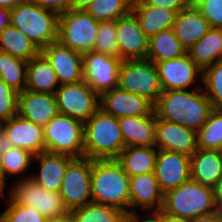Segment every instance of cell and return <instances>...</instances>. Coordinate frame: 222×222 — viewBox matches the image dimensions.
<instances>
[{
  "label": "cell",
  "instance_id": "cell-25",
  "mask_svg": "<svg viewBox=\"0 0 222 222\" xmlns=\"http://www.w3.org/2000/svg\"><path fill=\"white\" fill-rule=\"evenodd\" d=\"M125 147L155 146L156 114L118 118Z\"/></svg>",
  "mask_w": 222,
  "mask_h": 222
},
{
  "label": "cell",
  "instance_id": "cell-47",
  "mask_svg": "<svg viewBox=\"0 0 222 222\" xmlns=\"http://www.w3.org/2000/svg\"><path fill=\"white\" fill-rule=\"evenodd\" d=\"M212 189H213L215 203H221L222 202V176L216 181Z\"/></svg>",
  "mask_w": 222,
  "mask_h": 222
},
{
  "label": "cell",
  "instance_id": "cell-10",
  "mask_svg": "<svg viewBox=\"0 0 222 222\" xmlns=\"http://www.w3.org/2000/svg\"><path fill=\"white\" fill-rule=\"evenodd\" d=\"M91 170L92 159L87 157L74 158L68 164L59 194L69 212L93 202Z\"/></svg>",
  "mask_w": 222,
  "mask_h": 222
},
{
  "label": "cell",
  "instance_id": "cell-36",
  "mask_svg": "<svg viewBox=\"0 0 222 222\" xmlns=\"http://www.w3.org/2000/svg\"><path fill=\"white\" fill-rule=\"evenodd\" d=\"M133 0H95L86 9L97 21L117 20L132 10Z\"/></svg>",
  "mask_w": 222,
  "mask_h": 222
},
{
  "label": "cell",
  "instance_id": "cell-3",
  "mask_svg": "<svg viewBox=\"0 0 222 222\" xmlns=\"http://www.w3.org/2000/svg\"><path fill=\"white\" fill-rule=\"evenodd\" d=\"M84 157L116 159L125 148L118 118L99 108L84 122Z\"/></svg>",
  "mask_w": 222,
  "mask_h": 222
},
{
  "label": "cell",
  "instance_id": "cell-49",
  "mask_svg": "<svg viewBox=\"0 0 222 222\" xmlns=\"http://www.w3.org/2000/svg\"><path fill=\"white\" fill-rule=\"evenodd\" d=\"M5 147H6V145L4 143L2 135L0 133V192H3L2 157H3V152H4Z\"/></svg>",
  "mask_w": 222,
  "mask_h": 222
},
{
  "label": "cell",
  "instance_id": "cell-22",
  "mask_svg": "<svg viewBox=\"0 0 222 222\" xmlns=\"http://www.w3.org/2000/svg\"><path fill=\"white\" fill-rule=\"evenodd\" d=\"M74 157L67 154L41 152L33 157L39 162V173L31 178L44 189L59 193L68 164Z\"/></svg>",
  "mask_w": 222,
  "mask_h": 222
},
{
  "label": "cell",
  "instance_id": "cell-7",
  "mask_svg": "<svg viewBox=\"0 0 222 222\" xmlns=\"http://www.w3.org/2000/svg\"><path fill=\"white\" fill-rule=\"evenodd\" d=\"M118 88L145 97L154 105L163 92L157 66L148 59L121 61Z\"/></svg>",
  "mask_w": 222,
  "mask_h": 222
},
{
  "label": "cell",
  "instance_id": "cell-4",
  "mask_svg": "<svg viewBox=\"0 0 222 222\" xmlns=\"http://www.w3.org/2000/svg\"><path fill=\"white\" fill-rule=\"evenodd\" d=\"M216 211L212 187L189 179L163 195L161 213L177 218L194 220Z\"/></svg>",
  "mask_w": 222,
  "mask_h": 222
},
{
  "label": "cell",
  "instance_id": "cell-15",
  "mask_svg": "<svg viewBox=\"0 0 222 222\" xmlns=\"http://www.w3.org/2000/svg\"><path fill=\"white\" fill-rule=\"evenodd\" d=\"M41 53L53 67L60 85L84 80L83 54L62 45L58 40L43 48Z\"/></svg>",
  "mask_w": 222,
  "mask_h": 222
},
{
  "label": "cell",
  "instance_id": "cell-40",
  "mask_svg": "<svg viewBox=\"0 0 222 222\" xmlns=\"http://www.w3.org/2000/svg\"><path fill=\"white\" fill-rule=\"evenodd\" d=\"M18 94L0 79V124L18 114Z\"/></svg>",
  "mask_w": 222,
  "mask_h": 222
},
{
  "label": "cell",
  "instance_id": "cell-28",
  "mask_svg": "<svg viewBox=\"0 0 222 222\" xmlns=\"http://www.w3.org/2000/svg\"><path fill=\"white\" fill-rule=\"evenodd\" d=\"M158 149L155 146L125 147L116 160L129 177L154 173Z\"/></svg>",
  "mask_w": 222,
  "mask_h": 222
},
{
  "label": "cell",
  "instance_id": "cell-34",
  "mask_svg": "<svg viewBox=\"0 0 222 222\" xmlns=\"http://www.w3.org/2000/svg\"><path fill=\"white\" fill-rule=\"evenodd\" d=\"M27 61L0 51V79L18 93L26 88Z\"/></svg>",
  "mask_w": 222,
  "mask_h": 222
},
{
  "label": "cell",
  "instance_id": "cell-17",
  "mask_svg": "<svg viewBox=\"0 0 222 222\" xmlns=\"http://www.w3.org/2000/svg\"><path fill=\"white\" fill-rule=\"evenodd\" d=\"M163 91L187 90L202 81V70L194 63L189 54L182 57L156 63Z\"/></svg>",
  "mask_w": 222,
  "mask_h": 222
},
{
  "label": "cell",
  "instance_id": "cell-51",
  "mask_svg": "<svg viewBox=\"0 0 222 222\" xmlns=\"http://www.w3.org/2000/svg\"><path fill=\"white\" fill-rule=\"evenodd\" d=\"M163 222H192V220L163 214Z\"/></svg>",
  "mask_w": 222,
  "mask_h": 222
},
{
  "label": "cell",
  "instance_id": "cell-52",
  "mask_svg": "<svg viewBox=\"0 0 222 222\" xmlns=\"http://www.w3.org/2000/svg\"><path fill=\"white\" fill-rule=\"evenodd\" d=\"M46 222H73V219H72L70 213H67L66 215H64L62 217L47 219Z\"/></svg>",
  "mask_w": 222,
  "mask_h": 222
},
{
  "label": "cell",
  "instance_id": "cell-44",
  "mask_svg": "<svg viewBox=\"0 0 222 222\" xmlns=\"http://www.w3.org/2000/svg\"><path fill=\"white\" fill-rule=\"evenodd\" d=\"M138 214L139 213H134L129 215L128 222H163V214L161 212H152V214L147 215L145 219H141V216Z\"/></svg>",
  "mask_w": 222,
  "mask_h": 222
},
{
  "label": "cell",
  "instance_id": "cell-11",
  "mask_svg": "<svg viewBox=\"0 0 222 222\" xmlns=\"http://www.w3.org/2000/svg\"><path fill=\"white\" fill-rule=\"evenodd\" d=\"M55 97L60 114L83 122L100 108V96L84 80L60 85Z\"/></svg>",
  "mask_w": 222,
  "mask_h": 222
},
{
  "label": "cell",
  "instance_id": "cell-53",
  "mask_svg": "<svg viewBox=\"0 0 222 222\" xmlns=\"http://www.w3.org/2000/svg\"><path fill=\"white\" fill-rule=\"evenodd\" d=\"M216 204V214L217 216L222 220V202L221 203H215Z\"/></svg>",
  "mask_w": 222,
  "mask_h": 222
},
{
  "label": "cell",
  "instance_id": "cell-24",
  "mask_svg": "<svg viewBox=\"0 0 222 222\" xmlns=\"http://www.w3.org/2000/svg\"><path fill=\"white\" fill-rule=\"evenodd\" d=\"M222 176V151L198 148L190 157V179L213 187Z\"/></svg>",
  "mask_w": 222,
  "mask_h": 222
},
{
  "label": "cell",
  "instance_id": "cell-32",
  "mask_svg": "<svg viewBox=\"0 0 222 222\" xmlns=\"http://www.w3.org/2000/svg\"><path fill=\"white\" fill-rule=\"evenodd\" d=\"M73 222H128V214L121 209L90 202L69 212Z\"/></svg>",
  "mask_w": 222,
  "mask_h": 222
},
{
  "label": "cell",
  "instance_id": "cell-33",
  "mask_svg": "<svg viewBox=\"0 0 222 222\" xmlns=\"http://www.w3.org/2000/svg\"><path fill=\"white\" fill-rule=\"evenodd\" d=\"M33 157L34 155L25 149L6 145L2 157L3 192H0V197L5 198L6 177L26 173L31 168Z\"/></svg>",
  "mask_w": 222,
  "mask_h": 222
},
{
  "label": "cell",
  "instance_id": "cell-41",
  "mask_svg": "<svg viewBox=\"0 0 222 222\" xmlns=\"http://www.w3.org/2000/svg\"><path fill=\"white\" fill-rule=\"evenodd\" d=\"M211 28L222 29V0H192Z\"/></svg>",
  "mask_w": 222,
  "mask_h": 222
},
{
  "label": "cell",
  "instance_id": "cell-27",
  "mask_svg": "<svg viewBox=\"0 0 222 222\" xmlns=\"http://www.w3.org/2000/svg\"><path fill=\"white\" fill-rule=\"evenodd\" d=\"M144 34L150 38L163 30L173 28L176 12L164 7L151 5H132Z\"/></svg>",
  "mask_w": 222,
  "mask_h": 222
},
{
  "label": "cell",
  "instance_id": "cell-50",
  "mask_svg": "<svg viewBox=\"0 0 222 222\" xmlns=\"http://www.w3.org/2000/svg\"><path fill=\"white\" fill-rule=\"evenodd\" d=\"M27 0H0V8L13 9L20 3H23Z\"/></svg>",
  "mask_w": 222,
  "mask_h": 222
},
{
  "label": "cell",
  "instance_id": "cell-2",
  "mask_svg": "<svg viewBox=\"0 0 222 222\" xmlns=\"http://www.w3.org/2000/svg\"><path fill=\"white\" fill-rule=\"evenodd\" d=\"M129 178L116 159L92 160L93 202L121 209L130 215Z\"/></svg>",
  "mask_w": 222,
  "mask_h": 222
},
{
  "label": "cell",
  "instance_id": "cell-6",
  "mask_svg": "<svg viewBox=\"0 0 222 222\" xmlns=\"http://www.w3.org/2000/svg\"><path fill=\"white\" fill-rule=\"evenodd\" d=\"M84 122L58 113L43 127L45 151L84 157Z\"/></svg>",
  "mask_w": 222,
  "mask_h": 222
},
{
  "label": "cell",
  "instance_id": "cell-48",
  "mask_svg": "<svg viewBox=\"0 0 222 222\" xmlns=\"http://www.w3.org/2000/svg\"><path fill=\"white\" fill-rule=\"evenodd\" d=\"M192 222H222V220L217 216L216 212L208 214V215H203L200 216Z\"/></svg>",
  "mask_w": 222,
  "mask_h": 222
},
{
  "label": "cell",
  "instance_id": "cell-19",
  "mask_svg": "<svg viewBox=\"0 0 222 222\" xmlns=\"http://www.w3.org/2000/svg\"><path fill=\"white\" fill-rule=\"evenodd\" d=\"M155 147L159 150L175 151L191 157L198 149L197 132L156 116Z\"/></svg>",
  "mask_w": 222,
  "mask_h": 222
},
{
  "label": "cell",
  "instance_id": "cell-8",
  "mask_svg": "<svg viewBox=\"0 0 222 222\" xmlns=\"http://www.w3.org/2000/svg\"><path fill=\"white\" fill-rule=\"evenodd\" d=\"M100 22L86 11L69 9L59 15L58 41L81 54L94 50Z\"/></svg>",
  "mask_w": 222,
  "mask_h": 222
},
{
  "label": "cell",
  "instance_id": "cell-30",
  "mask_svg": "<svg viewBox=\"0 0 222 222\" xmlns=\"http://www.w3.org/2000/svg\"><path fill=\"white\" fill-rule=\"evenodd\" d=\"M187 54V49L177 39L173 28L163 30L149 38L147 59L155 64L176 59Z\"/></svg>",
  "mask_w": 222,
  "mask_h": 222
},
{
  "label": "cell",
  "instance_id": "cell-12",
  "mask_svg": "<svg viewBox=\"0 0 222 222\" xmlns=\"http://www.w3.org/2000/svg\"><path fill=\"white\" fill-rule=\"evenodd\" d=\"M121 59L96 53L83 54L84 81L99 95L118 87Z\"/></svg>",
  "mask_w": 222,
  "mask_h": 222
},
{
  "label": "cell",
  "instance_id": "cell-42",
  "mask_svg": "<svg viewBox=\"0 0 222 222\" xmlns=\"http://www.w3.org/2000/svg\"><path fill=\"white\" fill-rule=\"evenodd\" d=\"M191 3L192 0H133L132 5L164 7L178 13L181 10L186 9Z\"/></svg>",
  "mask_w": 222,
  "mask_h": 222
},
{
  "label": "cell",
  "instance_id": "cell-46",
  "mask_svg": "<svg viewBox=\"0 0 222 222\" xmlns=\"http://www.w3.org/2000/svg\"><path fill=\"white\" fill-rule=\"evenodd\" d=\"M10 24V10L0 8V32Z\"/></svg>",
  "mask_w": 222,
  "mask_h": 222
},
{
  "label": "cell",
  "instance_id": "cell-16",
  "mask_svg": "<svg viewBox=\"0 0 222 222\" xmlns=\"http://www.w3.org/2000/svg\"><path fill=\"white\" fill-rule=\"evenodd\" d=\"M154 174L161 192L165 194L190 179V156L158 149Z\"/></svg>",
  "mask_w": 222,
  "mask_h": 222
},
{
  "label": "cell",
  "instance_id": "cell-29",
  "mask_svg": "<svg viewBox=\"0 0 222 222\" xmlns=\"http://www.w3.org/2000/svg\"><path fill=\"white\" fill-rule=\"evenodd\" d=\"M187 53L201 70L222 60V29L210 28Z\"/></svg>",
  "mask_w": 222,
  "mask_h": 222
},
{
  "label": "cell",
  "instance_id": "cell-20",
  "mask_svg": "<svg viewBox=\"0 0 222 222\" xmlns=\"http://www.w3.org/2000/svg\"><path fill=\"white\" fill-rule=\"evenodd\" d=\"M130 215L138 209H153L160 212L163 206L161 192L154 173L135 175L129 178ZM137 209V210H136Z\"/></svg>",
  "mask_w": 222,
  "mask_h": 222
},
{
  "label": "cell",
  "instance_id": "cell-54",
  "mask_svg": "<svg viewBox=\"0 0 222 222\" xmlns=\"http://www.w3.org/2000/svg\"><path fill=\"white\" fill-rule=\"evenodd\" d=\"M0 222H3L2 215L0 214Z\"/></svg>",
  "mask_w": 222,
  "mask_h": 222
},
{
  "label": "cell",
  "instance_id": "cell-38",
  "mask_svg": "<svg viewBox=\"0 0 222 222\" xmlns=\"http://www.w3.org/2000/svg\"><path fill=\"white\" fill-rule=\"evenodd\" d=\"M94 52L119 58L116 20L101 21L97 30Z\"/></svg>",
  "mask_w": 222,
  "mask_h": 222
},
{
  "label": "cell",
  "instance_id": "cell-31",
  "mask_svg": "<svg viewBox=\"0 0 222 222\" xmlns=\"http://www.w3.org/2000/svg\"><path fill=\"white\" fill-rule=\"evenodd\" d=\"M0 51L27 62L41 53L36 44L12 24L0 32Z\"/></svg>",
  "mask_w": 222,
  "mask_h": 222
},
{
  "label": "cell",
  "instance_id": "cell-18",
  "mask_svg": "<svg viewBox=\"0 0 222 222\" xmlns=\"http://www.w3.org/2000/svg\"><path fill=\"white\" fill-rule=\"evenodd\" d=\"M100 108L116 118L154 115V104L145 97L113 88L100 96Z\"/></svg>",
  "mask_w": 222,
  "mask_h": 222
},
{
  "label": "cell",
  "instance_id": "cell-9",
  "mask_svg": "<svg viewBox=\"0 0 222 222\" xmlns=\"http://www.w3.org/2000/svg\"><path fill=\"white\" fill-rule=\"evenodd\" d=\"M17 181L11 185L8 195L15 203L37 209L46 219L69 213L59 193L44 189L29 175H23Z\"/></svg>",
  "mask_w": 222,
  "mask_h": 222
},
{
  "label": "cell",
  "instance_id": "cell-23",
  "mask_svg": "<svg viewBox=\"0 0 222 222\" xmlns=\"http://www.w3.org/2000/svg\"><path fill=\"white\" fill-rule=\"evenodd\" d=\"M208 20L191 3L176 13L173 30L177 39L188 50L210 30Z\"/></svg>",
  "mask_w": 222,
  "mask_h": 222
},
{
  "label": "cell",
  "instance_id": "cell-26",
  "mask_svg": "<svg viewBox=\"0 0 222 222\" xmlns=\"http://www.w3.org/2000/svg\"><path fill=\"white\" fill-rule=\"evenodd\" d=\"M57 86L59 87L60 83L55 71L42 53L27 62L26 90L55 94Z\"/></svg>",
  "mask_w": 222,
  "mask_h": 222
},
{
  "label": "cell",
  "instance_id": "cell-45",
  "mask_svg": "<svg viewBox=\"0 0 222 222\" xmlns=\"http://www.w3.org/2000/svg\"><path fill=\"white\" fill-rule=\"evenodd\" d=\"M94 1L95 0H72L70 9L75 11H86Z\"/></svg>",
  "mask_w": 222,
  "mask_h": 222
},
{
  "label": "cell",
  "instance_id": "cell-5",
  "mask_svg": "<svg viewBox=\"0 0 222 222\" xmlns=\"http://www.w3.org/2000/svg\"><path fill=\"white\" fill-rule=\"evenodd\" d=\"M58 18L54 11L44 9L33 0L10 10V24L18 28L42 50L58 39Z\"/></svg>",
  "mask_w": 222,
  "mask_h": 222
},
{
  "label": "cell",
  "instance_id": "cell-39",
  "mask_svg": "<svg viewBox=\"0 0 222 222\" xmlns=\"http://www.w3.org/2000/svg\"><path fill=\"white\" fill-rule=\"evenodd\" d=\"M8 199V200H7ZM6 200V210L1 215L3 222H46L47 219L33 207L15 203L9 196Z\"/></svg>",
  "mask_w": 222,
  "mask_h": 222
},
{
  "label": "cell",
  "instance_id": "cell-35",
  "mask_svg": "<svg viewBox=\"0 0 222 222\" xmlns=\"http://www.w3.org/2000/svg\"><path fill=\"white\" fill-rule=\"evenodd\" d=\"M197 147L222 151V109H213L197 131Z\"/></svg>",
  "mask_w": 222,
  "mask_h": 222
},
{
  "label": "cell",
  "instance_id": "cell-43",
  "mask_svg": "<svg viewBox=\"0 0 222 222\" xmlns=\"http://www.w3.org/2000/svg\"><path fill=\"white\" fill-rule=\"evenodd\" d=\"M37 5L44 9L54 11L58 15L66 12L71 7L72 0H33Z\"/></svg>",
  "mask_w": 222,
  "mask_h": 222
},
{
  "label": "cell",
  "instance_id": "cell-37",
  "mask_svg": "<svg viewBox=\"0 0 222 222\" xmlns=\"http://www.w3.org/2000/svg\"><path fill=\"white\" fill-rule=\"evenodd\" d=\"M204 94L210 100L213 109H222V60L202 70Z\"/></svg>",
  "mask_w": 222,
  "mask_h": 222
},
{
  "label": "cell",
  "instance_id": "cell-1",
  "mask_svg": "<svg viewBox=\"0 0 222 222\" xmlns=\"http://www.w3.org/2000/svg\"><path fill=\"white\" fill-rule=\"evenodd\" d=\"M200 88L202 87L196 86L192 91L189 89L163 91L154 105L156 116L197 132L206 123L213 110L203 88L202 90Z\"/></svg>",
  "mask_w": 222,
  "mask_h": 222
},
{
  "label": "cell",
  "instance_id": "cell-14",
  "mask_svg": "<svg viewBox=\"0 0 222 222\" xmlns=\"http://www.w3.org/2000/svg\"><path fill=\"white\" fill-rule=\"evenodd\" d=\"M116 35L122 61L147 59L149 38L132 11L116 20Z\"/></svg>",
  "mask_w": 222,
  "mask_h": 222
},
{
  "label": "cell",
  "instance_id": "cell-21",
  "mask_svg": "<svg viewBox=\"0 0 222 222\" xmlns=\"http://www.w3.org/2000/svg\"><path fill=\"white\" fill-rule=\"evenodd\" d=\"M55 94L24 90L18 94V115L44 127L58 114Z\"/></svg>",
  "mask_w": 222,
  "mask_h": 222
},
{
  "label": "cell",
  "instance_id": "cell-13",
  "mask_svg": "<svg viewBox=\"0 0 222 222\" xmlns=\"http://www.w3.org/2000/svg\"><path fill=\"white\" fill-rule=\"evenodd\" d=\"M0 133L7 146L25 149L34 156L45 151L43 127L18 114L0 124Z\"/></svg>",
  "mask_w": 222,
  "mask_h": 222
}]
</instances>
